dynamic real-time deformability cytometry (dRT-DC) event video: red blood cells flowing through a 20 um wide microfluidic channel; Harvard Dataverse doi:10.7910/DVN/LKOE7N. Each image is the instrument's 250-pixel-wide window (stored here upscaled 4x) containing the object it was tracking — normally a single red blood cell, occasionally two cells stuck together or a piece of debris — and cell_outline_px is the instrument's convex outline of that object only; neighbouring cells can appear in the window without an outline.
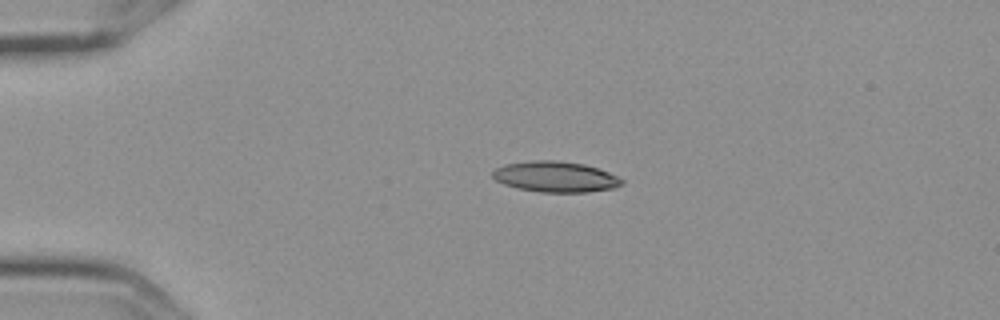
{"species": "Egyptian fruit bat (a non-hibernating species)", "species_latin": "Rousettus aegyptiacus", "temperature_condition": "cold", "stored_images_in_passage": 4, "camera_frame_rate_fps": 3000, "um_per_image_px": 0.085, "frame": {"image": 1, "passage_image": 1, "time_ms": 0.0, "image_size_px": [1000, 320], "cell_outline_px": [[624, 184], [612, 188], [588, 192], [540, 192], [516, 188], [504, 184], [496, 180], [492, 176], [492, 172], [496, 168], [504, 164], [536, 160], [556, 160], [584, 164], [608, 172], [624, 180]], "centroid_in_image_um": [47.2, 15.02], "position_along_channel_um": 37.8, "area_um2": 23.06}}
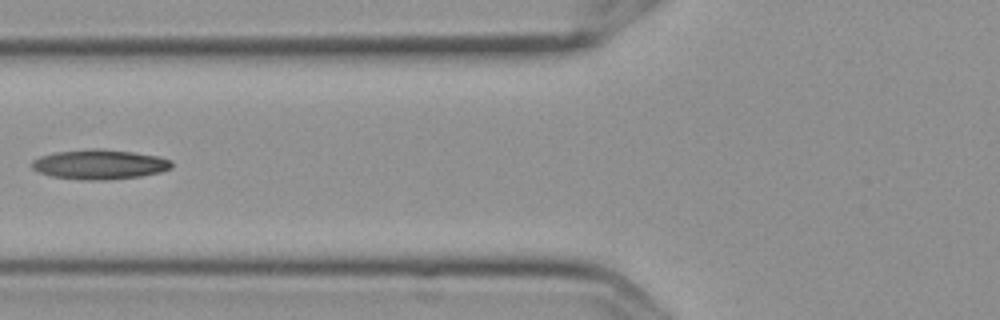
{"frame": {"image": 2, "passage_image": 3, "time_ms": 0.667, "image_size_px": [1000, 320], "cell_outline_px": [[172, 168], [160, 172], [140, 176], [108, 180], [80, 180], [52, 176], [40, 172], [32, 168], [32, 160], [40, 156], [56, 152], [92, 148], [100, 148], [132, 152], [156, 156], [172, 160]], "centroid_in_image_um": [8.46, 13.97], "position_along_channel_um": 117.3, "area_um2": 24.22}}
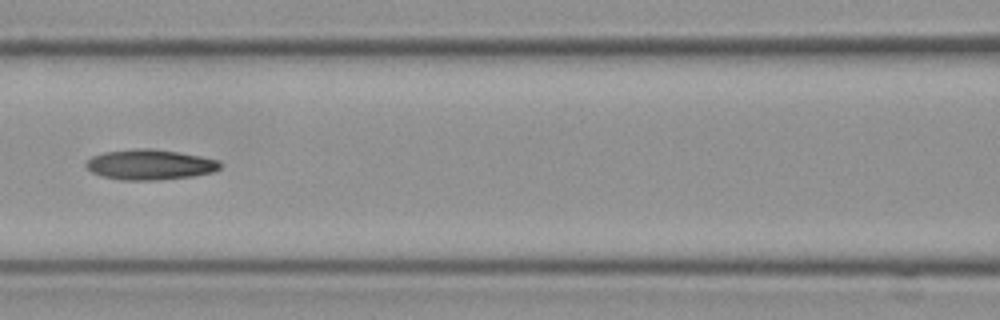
{"frame": {"image": 3, "passage_image": 4, "time_ms": 1.0, "image_size_px": [1000, 320], "cell_outline_px": [[220, 168], [212, 172], [192, 176], [160, 180], [120, 180], [104, 176], [92, 172], [84, 164], [92, 156], [104, 152], [136, 148], [152, 148], [200, 156], [220, 160]], "centroid_in_image_um": [12.74, 13.99], "position_along_channel_um": 153.9, "area_um2": 23.58}}